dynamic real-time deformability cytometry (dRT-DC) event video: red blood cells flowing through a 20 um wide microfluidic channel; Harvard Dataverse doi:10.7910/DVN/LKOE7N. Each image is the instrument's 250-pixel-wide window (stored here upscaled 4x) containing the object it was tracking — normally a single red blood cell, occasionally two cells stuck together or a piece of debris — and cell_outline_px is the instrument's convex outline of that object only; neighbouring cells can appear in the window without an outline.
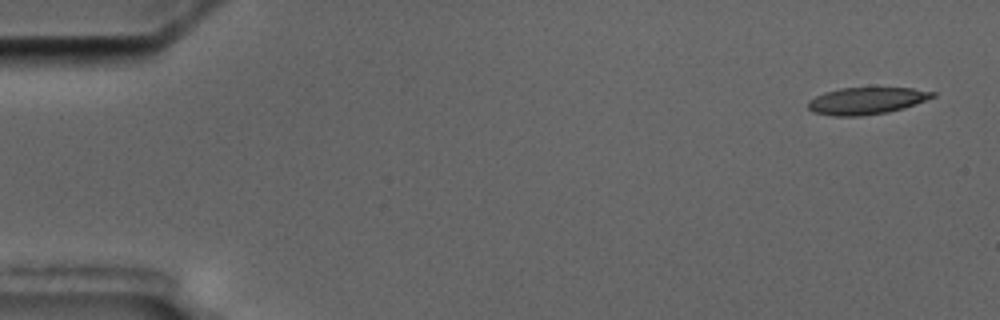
{"species": "common noctule bat (a hibernating species)", "species_latin": "Nyctalus noctula", "temperature_condition": "cold", "stored_images_in_passage": 5, "camera_frame_rate_fps": 3000, "um_per_image_px": 0.085, "animal": {"sex": "male", "body_mass_g": 17.5, "forearm_length_mm": 52.3}, "frame": {"image": 1, "passage_image": 1, "time_ms": 0.0, "image_size_px": [1000, 320], "cell_outline_px": [[936, 96], [904, 108], [888, 112], [860, 116], [832, 116], [812, 112], [808, 108], [808, 100], [824, 92], [840, 88], [912, 88], [936, 92]], "centroid_in_image_um": [73.63, 8.57], "position_along_channel_um": 11.4, "area_um2": 19.59}}
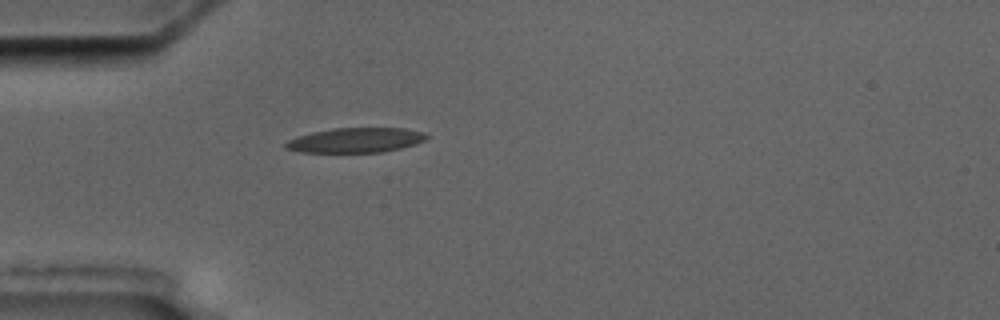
{"frame": {"image": 2, "passage_image": 5, "time_ms": 4.667, "image_size_px": [1000, 320], "cell_outline_px": [[428, 140], [400, 148], [380, 152], [300, 152], [284, 148], [284, 144], [288, 140], [296, 136], [312, 132], [332, 128], [404, 128], [424, 132], [428, 136]], "centroid_in_image_um": [30.22, 11.91], "position_along_channel_um": 54.8, "area_um2": 20.4}}